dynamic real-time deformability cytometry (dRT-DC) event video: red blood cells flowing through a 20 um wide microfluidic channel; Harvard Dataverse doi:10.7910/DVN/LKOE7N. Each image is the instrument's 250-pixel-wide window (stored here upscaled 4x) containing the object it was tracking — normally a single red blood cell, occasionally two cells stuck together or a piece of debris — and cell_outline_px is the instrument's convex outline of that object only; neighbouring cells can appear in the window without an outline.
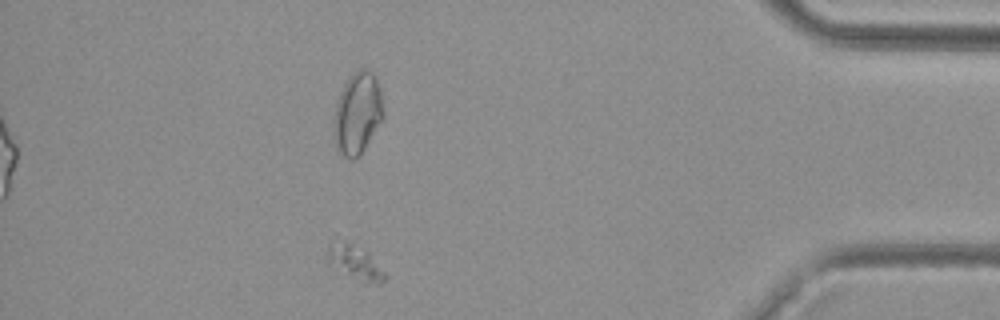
{"species": "common noctule bat (a hibernating species)", "species_latin": "Nyctalus noctula", "temperature_condition": "cold", "stored_images_in_passage": 37, "camera_frame_rate_fps": 3000, "um_per_image_px": 0.085, "animal": {"sex": "female", "body_mass_g": 29.2, "forearm_length_mm": 56.3}, "frame": {"image": 1, "passage_image": 32, "time_ms": 10.333, "image_size_px": [1000, 320], "cell_outline_px": [[388, 276], [380, 284], [364, 284], [332, 268], [328, 264], [328, 244], [344, 240], [368, 252]], "centroid_in_image_um": [30.18, 22.36], "position_along_channel_um": 405.0, "area_um2": 11.73}}